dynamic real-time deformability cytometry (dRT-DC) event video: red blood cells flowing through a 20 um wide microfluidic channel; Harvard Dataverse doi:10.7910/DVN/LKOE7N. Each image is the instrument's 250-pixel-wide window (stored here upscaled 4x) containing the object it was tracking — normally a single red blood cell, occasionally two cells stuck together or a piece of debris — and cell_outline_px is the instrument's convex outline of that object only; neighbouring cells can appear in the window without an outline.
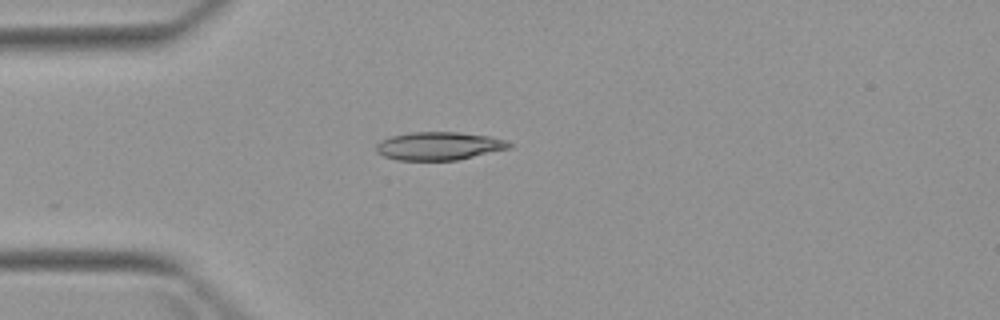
{"species": "Egyptian fruit bat (a non-hibernating species)", "species_latin": "Rousettus aegyptiacus", "temperature_condition": "warm", "stored_images_in_passage": 4, "camera_frame_rate_fps": 3000, "um_per_image_px": 0.085, "animal": {"sex": "female"}, "frame": {"image": 1, "passage_image": 4, "time_ms": 4.0, "image_size_px": [1000, 320], "cell_outline_px": [[512, 144], [508, 148], [456, 160], [396, 160], [384, 156], [376, 152], [376, 144], [380, 140], [392, 136], [408, 132], [460, 132], [488, 136], [504, 140]], "centroid_in_image_um": [37.24, 12.4], "position_along_channel_um": 47.8, "area_um2": 21.62}}